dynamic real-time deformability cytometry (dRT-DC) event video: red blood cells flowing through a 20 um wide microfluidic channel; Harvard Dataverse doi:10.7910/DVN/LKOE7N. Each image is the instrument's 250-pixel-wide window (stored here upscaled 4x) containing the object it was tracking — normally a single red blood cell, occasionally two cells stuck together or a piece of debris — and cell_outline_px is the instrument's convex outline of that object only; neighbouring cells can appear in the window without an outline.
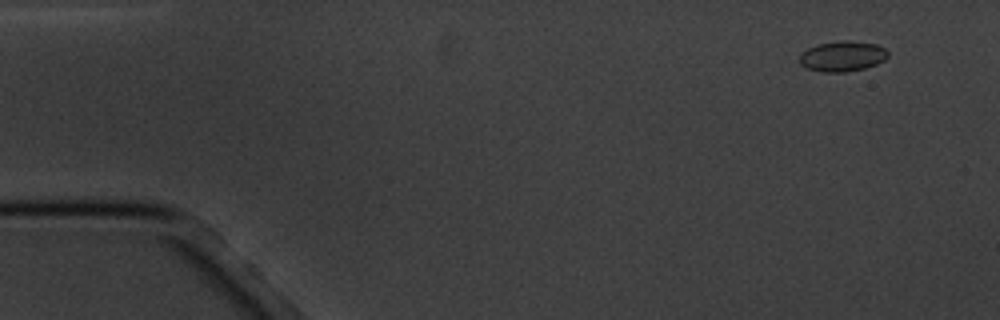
{"species": "common noctule bat (a hibernating species)", "species_latin": "Nyctalus noctula", "temperature_condition": "cold", "stored_images_in_passage": 16, "camera_frame_rate_fps": 3000, "um_per_image_px": 0.085, "animal": {"sex": "male", "body_mass_g": 20.1, "forearm_length_mm": 53.5}, "frame": {"image": 1, "passage_image": 1, "time_ms": 0.0, "image_size_px": [1000, 320], "cell_outline_px": [[888, 56], [884, 60], [876, 64], [864, 68], [844, 72], [820, 72], [808, 68], [800, 64], [800, 52], [816, 44], [840, 40], [848, 40], [876, 44], [884, 48], [888, 52]], "centroid_in_image_um": [71.58, 4.77], "position_along_channel_um": 13.4, "area_um2": 15.72}}
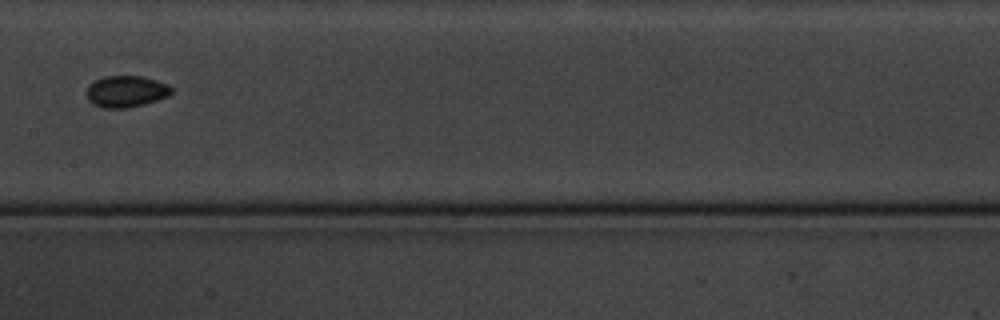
{"frame": {"image": 2, "passage_image": 8, "time_ms": 8.333, "image_size_px": [1000, 320], "cell_outline_px": [[172, 92], [168, 96], [144, 104], [128, 108], [104, 108], [92, 104], [88, 100], [84, 92], [88, 84], [104, 76], [144, 76], [168, 84], [172, 88]], "centroid_in_image_um": [10.68, 7.77], "position_along_channel_um": 196.7, "area_um2": 15.84}}
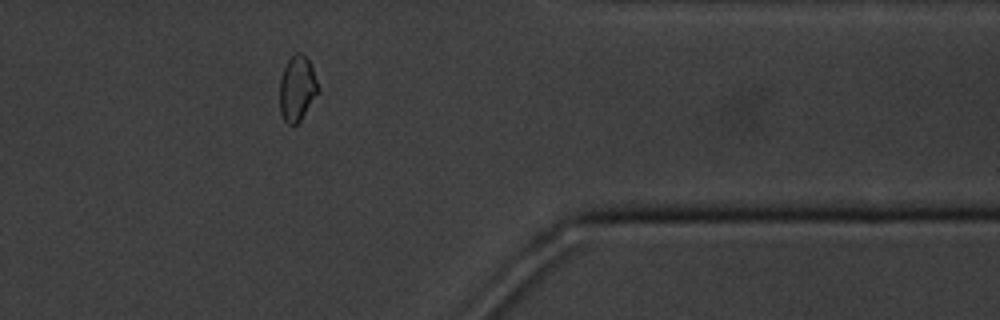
{"frame": {"image": 3, "passage_image": 13, "time_ms": 14.333, "image_size_px": [1000, 320], "cell_outline_px": [[320, 92], [300, 120], [296, 124], [288, 124], [284, 120], [280, 112], [280, 80], [284, 68], [288, 60], [296, 52], [300, 52], [308, 60], [312, 68], [320, 88]], "centroid_in_image_um": [25.28, 7.53], "position_along_channel_um": 386.1, "area_um2": 14.57}, "authors_computed_cell_mechanics": {"area_um2": 14.6812, "velocity_mm_per_s": 3.4387, "shape_relaxation_time_tau1_ms": 7.4429, "shape_relaxation_time_tau2_ms": null, "deformation_change_tau1": 0.077, "deformation_change_tau2": null}}